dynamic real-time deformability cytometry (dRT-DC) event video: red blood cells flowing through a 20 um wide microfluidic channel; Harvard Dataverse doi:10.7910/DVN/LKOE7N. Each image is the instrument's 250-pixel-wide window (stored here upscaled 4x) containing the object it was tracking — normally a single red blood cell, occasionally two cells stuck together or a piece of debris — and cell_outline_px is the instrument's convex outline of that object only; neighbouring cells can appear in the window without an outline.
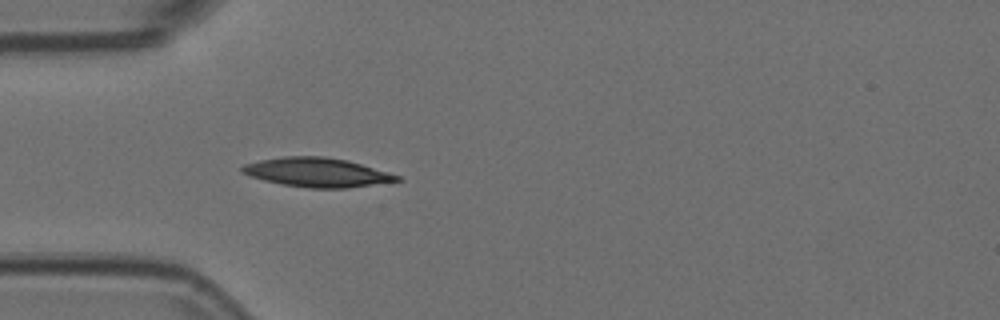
{"species": "Egyptian fruit bat (a non-hibernating species)", "species_latin": "Rousettus aegyptiacus", "temperature_condition": "room temperature", "stored_images_in_passage": 4, "camera_frame_rate_fps": 3000, "um_per_image_px": 0.085, "animal": {"sex": "female"}, "frame": {"image": 1, "passage_image": 4, "time_ms": 1.0, "image_size_px": [1000, 320], "cell_outline_px": [[404, 180], [348, 188], [308, 188], [280, 184], [248, 176], [240, 172], [240, 168], [244, 164], [260, 160], [284, 156], [324, 156], [348, 160], [388, 172], [400, 176]], "centroid_in_image_um": [26.93, 14.65], "position_along_channel_um": 58.1, "area_um2": 26.47}}